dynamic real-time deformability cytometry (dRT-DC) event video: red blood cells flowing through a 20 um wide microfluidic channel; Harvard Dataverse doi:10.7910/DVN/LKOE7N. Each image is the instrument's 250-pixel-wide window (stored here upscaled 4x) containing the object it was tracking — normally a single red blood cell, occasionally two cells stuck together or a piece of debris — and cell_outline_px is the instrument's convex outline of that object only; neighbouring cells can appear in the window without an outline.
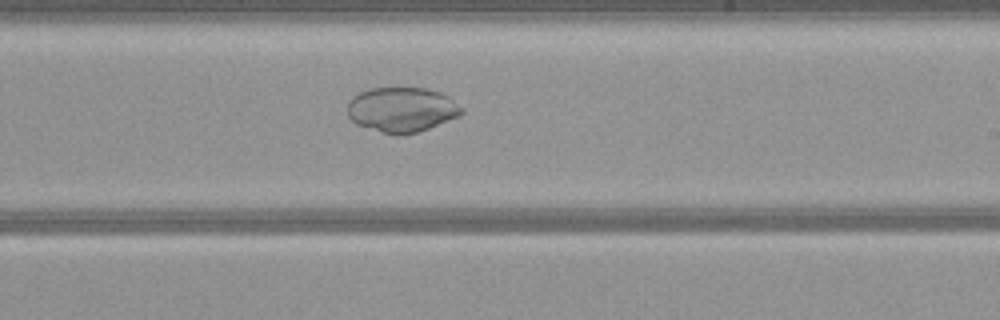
{"species": "common noctule bat (a hibernating species)", "species_latin": "Nyctalus noctula", "temperature_condition": "warm", "stored_images_in_passage": 51, "camera_frame_rate_fps": 3000, "um_per_image_px": 0.085, "animal": {"sex": "female", "body_mass_g": 21.9}, "frame": {"image": 1, "passage_image": 30, "time_ms": 9.667, "image_size_px": [1000, 320], "cell_outline_px": [[464, 112], [460, 116], [428, 128], [416, 132], [396, 136], [356, 124], [348, 116], [348, 100], [352, 96], [368, 88], [424, 88], [440, 92], [448, 96], [464, 108]], "centroid_in_image_um": [34.15, 9.31], "position_along_channel_um": 254.8, "area_um2": 29.94}}